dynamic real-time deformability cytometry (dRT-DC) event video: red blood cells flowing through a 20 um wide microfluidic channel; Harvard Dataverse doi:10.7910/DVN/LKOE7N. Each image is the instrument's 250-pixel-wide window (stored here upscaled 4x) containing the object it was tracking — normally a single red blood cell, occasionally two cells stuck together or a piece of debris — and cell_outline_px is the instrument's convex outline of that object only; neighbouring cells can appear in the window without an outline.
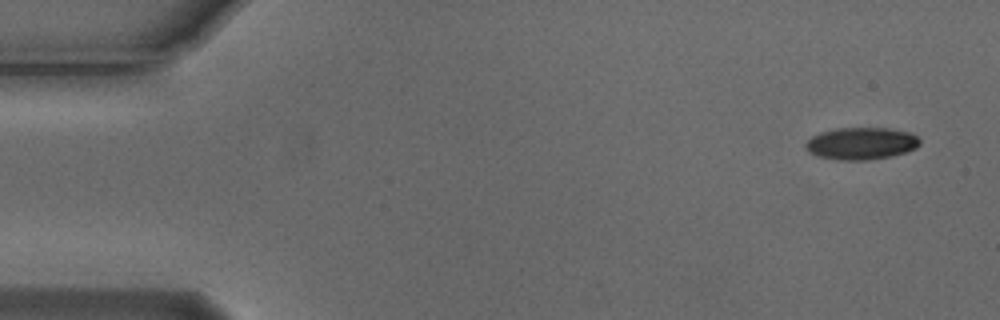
{"species": "Egyptian fruit bat (a non-hibernating species)", "species_latin": "Rousettus aegyptiacus", "temperature_condition": "cold", "stored_images_in_passage": 52, "camera_frame_rate_fps": 3000, "um_per_image_px": 0.085, "animal": {"sex": "male"}, "frame": {"image": 1, "passage_image": 1, "time_ms": 0.0, "image_size_px": [1000, 320], "cell_outline_px": [[920, 144], [916, 148], [892, 156], [864, 160], [840, 160], [820, 156], [808, 152], [804, 144], [812, 136], [820, 132], [836, 128], [888, 128], [912, 132], [920, 140]], "centroid_in_image_um": [73.21, 12.18], "position_along_channel_um": 11.8, "area_um2": 21.39}}
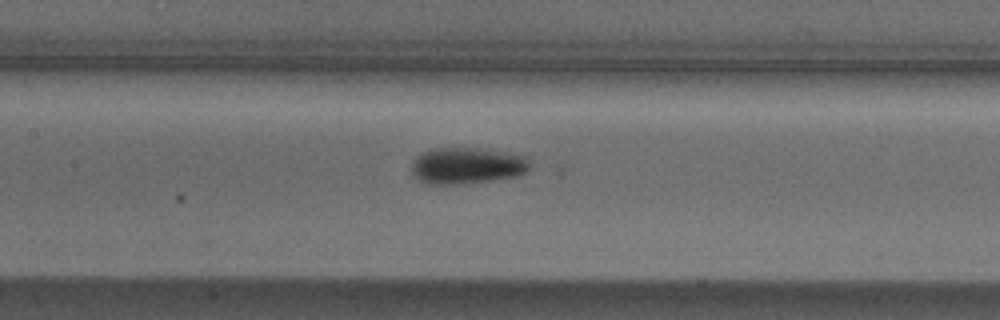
{"frame": {"image": 2, "passage_image": 23, "time_ms": 7.333, "image_size_px": [1000, 320], "cell_outline_px": [[528, 168], [524, 172], [516, 176], [492, 180], [452, 184], [436, 184], [416, 180], [412, 172], [412, 160], [420, 152], [432, 148], [476, 148], [504, 152], [524, 156], [528, 160]], "centroid_in_image_um": [39.61, 14.07], "position_along_channel_um": 167.8, "area_um2": 24.85}}
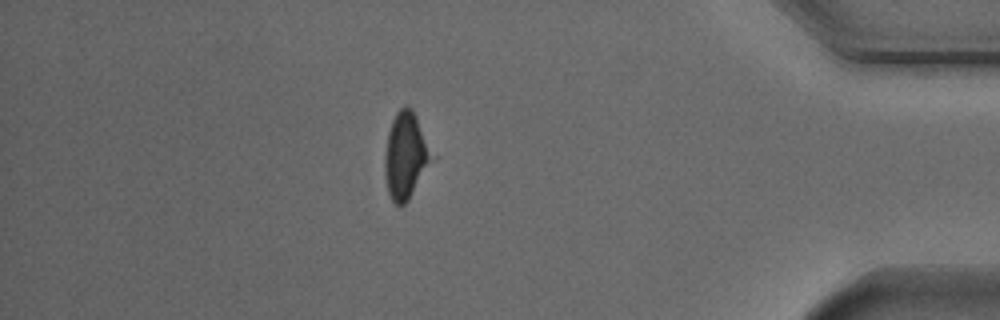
{"frame": {"image": 3, "passage_image": 45, "time_ms": 14.667, "image_size_px": [1000, 320], "cell_outline_px": [[436, 156], [408, 200], [404, 204], [396, 204], [392, 200], [388, 192], [384, 172], [384, 156], [388, 132], [392, 120], [396, 112], [400, 108], [408, 104], [412, 108]], "centroid_in_image_um": [34.5, 13.2], "position_along_channel_um": 400.7, "area_um2": 23.99}, "authors_computed_cell_mechanics": {"area_um2": 23.2356, "velocity_mm_per_s": 3.7662, "shape_relaxation_time_tau1_ms": 2.7286, "shape_relaxation_time_tau2_ms": null, "deformation_change_tau1": 0.1139, "deformation_change_tau2": null}}